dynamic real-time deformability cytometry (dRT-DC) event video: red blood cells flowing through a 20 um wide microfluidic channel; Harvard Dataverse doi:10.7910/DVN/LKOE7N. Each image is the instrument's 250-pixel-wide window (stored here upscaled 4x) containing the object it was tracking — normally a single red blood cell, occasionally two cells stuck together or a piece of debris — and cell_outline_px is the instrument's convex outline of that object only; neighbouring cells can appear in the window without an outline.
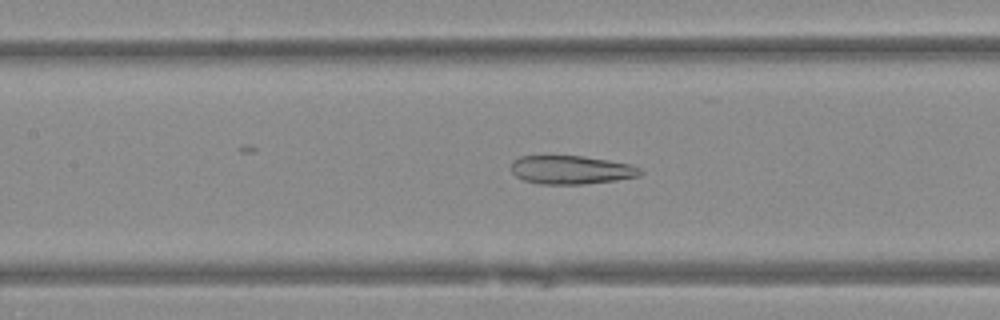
{"species": "Egyptian fruit bat (a non-hibernating species)", "species_latin": "Rousettus aegyptiacus", "temperature_condition": "warm", "stored_images_in_passage": 49, "camera_frame_rate_fps": 3000, "um_per_image_px": 0.085, "animal": {"sex": "female"}, "frame": {"image": 1, "passage_image": 22, "time_ms": 7.0, "image_size_px": [1000, 320], "cell_outline_px": [[644, 172], [640, 176], [616, 180], [584, 184], [540, 184], [524, 180], [516, 176], [512, 172], [512, 160], [520, 156], [584, 156], [632, 164], [640, 168]], "centroid_in_image_um": [48.58, 14.43], "position_along_channel_um": 158.8, "area_um2": 21.56}}
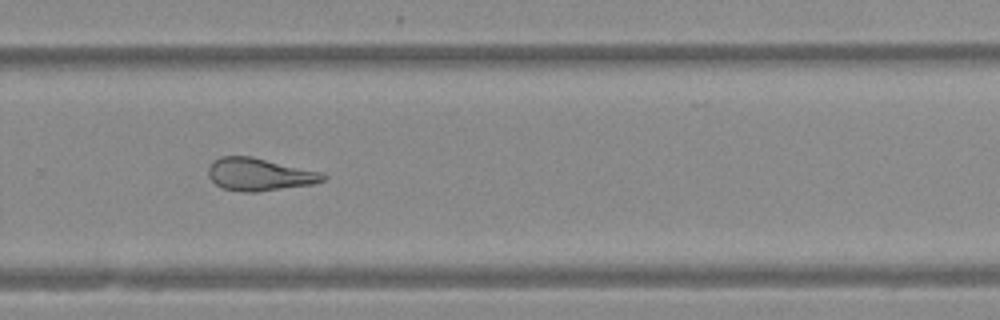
{"frame": {"image": 2, "passage_image": 33, "time_ms": 10.667, "image_size_px": [1000, 320], "cell_outline_px": [[328, 176], [324, 180], [312, 184], [256, 192], [240, 192], [220, 188], [208, 176], [208, 168], [220, 156], [252, 156], [320, 172]], "centroid_in_image_um": [22.02, 14.83], "position_along_channel_um": 307.8, "area_um2": 21.68}}
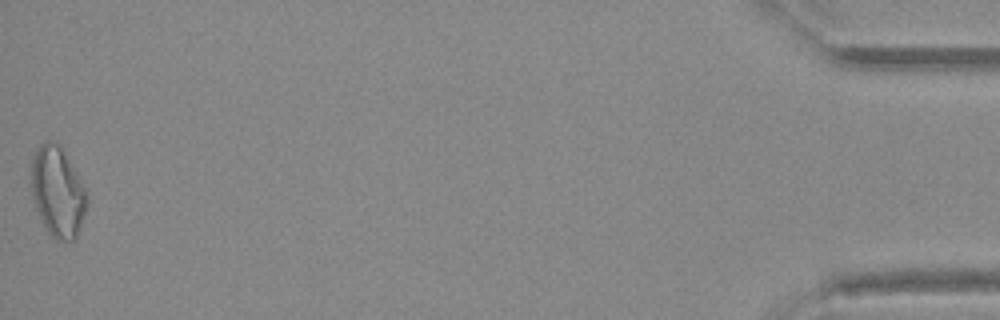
{"frame": {"image": 3, "passage_image": 49, "time_ms": 16.0, "image_size_px": [1000, 320], "cell_outline_px": [[88, 204], [80, 228], [76, 236], [72, 240], [56, 240], [48, 232], [36, 208], [32, 196], [32, 160], [36, 148], [44, 140], [56, 140], [60, 144], [84, 188], [88, 196]], "centroid_in_image_um": [4.9, 16.28], "position_along_channel_um": 430.3, "area_um2": 29.02}}